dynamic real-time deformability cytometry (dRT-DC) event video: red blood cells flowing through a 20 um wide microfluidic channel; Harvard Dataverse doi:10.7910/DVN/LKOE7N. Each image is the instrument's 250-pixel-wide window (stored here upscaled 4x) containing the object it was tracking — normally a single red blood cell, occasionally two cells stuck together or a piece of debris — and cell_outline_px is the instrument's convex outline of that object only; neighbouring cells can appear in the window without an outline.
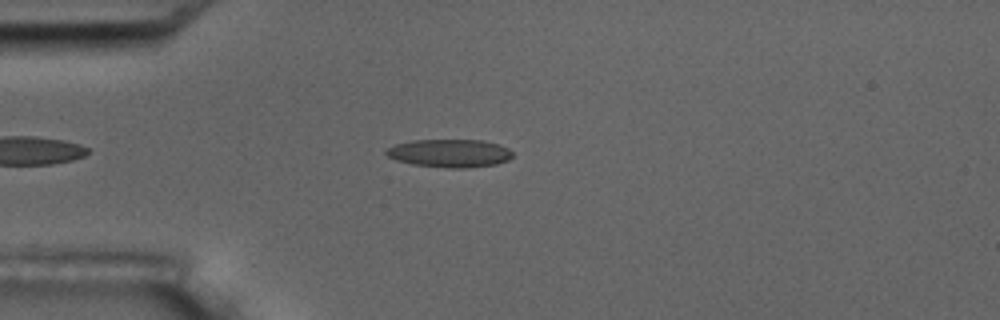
{"species": "common noctule bat (a hibernating species)", "species_latin": "Nyctalus noctula", "temperature_condition": "room temperature", "stored_images_in_passage": 2, "camera_frame_rate_fps": 3000, "um_per_image_px": 0.085, "animal": {"sex": "male", "body_mass_g": 17.5, "forearm_length_mm": 52.3}, "frame": {"image": 1, "passage_image": 2, "time_ms": 1.0, "image_size_px": [1000, 320], "cell_outline_px": [[512, 156], [508, 160], [496, 164], [468, 168], [448, 168], [412, 164], [396, 160], [388, 156], [384, 152], [388, 148], [396, 144], [412, 140], [484, 140], [500, 144], [508, 148], [512, 152]], "centroid_in_image_um": [38.24, 13.02], "position_along_channel_um": 46.8, "area_um2": 20.75}}